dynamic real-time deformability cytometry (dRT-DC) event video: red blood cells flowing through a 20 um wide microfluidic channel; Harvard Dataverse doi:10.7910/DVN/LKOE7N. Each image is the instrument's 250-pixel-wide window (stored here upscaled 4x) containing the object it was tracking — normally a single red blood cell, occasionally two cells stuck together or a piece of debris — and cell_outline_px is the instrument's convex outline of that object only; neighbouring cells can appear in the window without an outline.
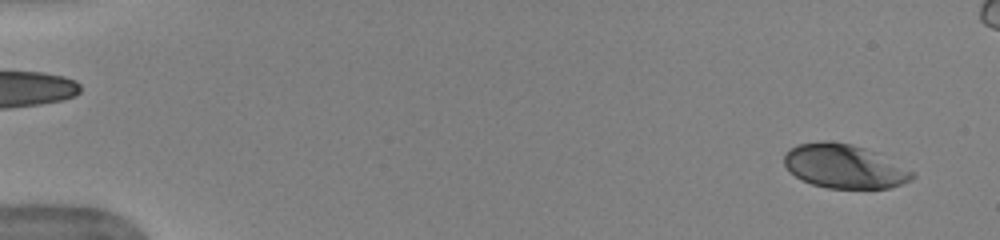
{"species": "human", "species_latin": "Homo sapiens", "temperature_condition": "warm", "stored_images_in_passage": 48, "camera_frame_rate_fps": 3000, "um_per_image_px": 0.085, "donor": {"sex": "female"}, "frame": {"image": 1, "passage_image": 2, "time_ms": 0.333, "image_size_px": [1000, 240], "cell_outline_px": [[916, 176], [912, 180], [888, 188], [828, 188], [812, 184], [800, 180], [784, 164], [784, 152], [788, 148], [800, 144], [820, 140], [828, 140], [852, 144], [876, 152], [916, 172]], "centroid_in_image_um": [71.77, 14.12], "position_along_channel_um": 13.2, "area_um2": 33.0}}
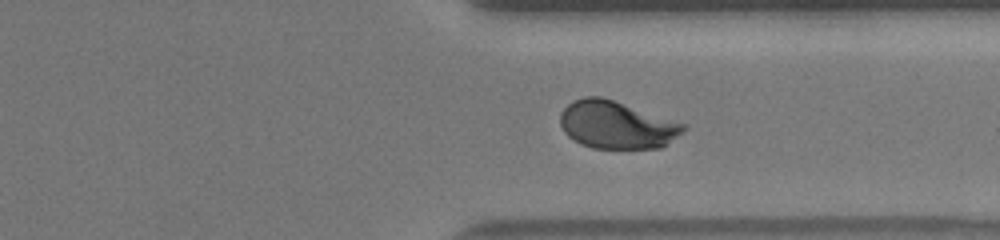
{"frame": {"image": 2, "passage_image": 39, "time_ms": 12.667, "image_size_px": [1000, 240], "cell_outline_px": [[688, 128], [684, 132], [660, 148], [592, 148], [580, 144], [568, 136], [564, 132], [560, 124], [560, 112], [572, 100], [584, 96], [600, 96], [684, 124]], "centroid_in_image_um": [52.37, 10.62], "position_along_channel_um": 359.0, "area_um2": 33.93}}
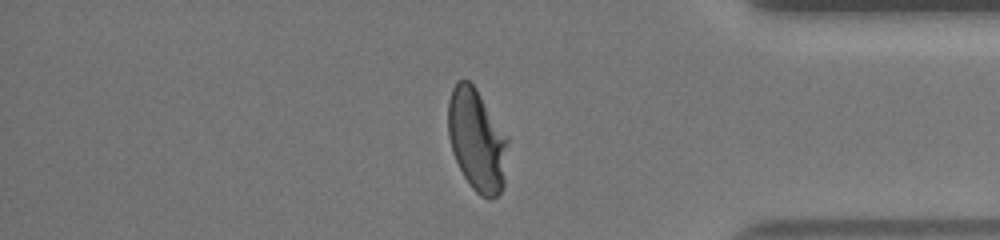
{"frame": {"image": 3, "passage_image": 43, "time_ms": 14.0, "image_size_px": [1000, 240], "cell_outline_px": [[508, 144], [504, 184], [500, 192], [492, 200], [488, 200], [480, 196], [468, 184], [452, 152], [448, 136], [448, 100], [452, 88], [460, 80], [468, 80], [476, 88], [508, 136]], "centroid_in_image_um": [40.54, 11.93], "position_along_channel_um": 394.7, "area_um2": 35.84}}